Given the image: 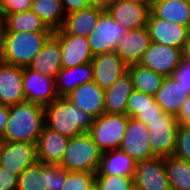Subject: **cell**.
<instances>
[{
    "mask_svg": "<svg viewBox=\"0 0 190 190\" xmlns=\"http://www.w3.org/2000/svg\"><path fill=\"white\" fill-rule=\"evenodd\" d=\"M61 55L60 41L52 35L28 67L46 77L55 79L62 68Z\"/></svg>",
    "mask_w": 190,
    "mask_h": 190,
    "instance_id": "603a6c76",
    "label": "cell"
},
{
    "mask_svg": "<svg viewBox=\"0 0 190 190\" xmlns=\"http://www.w3.org/2000/svg\"><path fill=\"white\" fill-rule=\"evenodd\" d=\"M1 16L5 32H54L31 10Z\"/></svg>",
    "mask_w": 190,
    "mask_h": 190,
    "instance_id": "f1b7e54d",
    "label": "cell"
},
{
    "mask_svg": "<svg viewBox=\"0 0 190 190\" xmlns=\"http://www.w3.org/2000/svg\"><path fill=\"white\" fill-rule=\"evenodd\" d=\"M134 86L127 71L105 90V113L126 115V106Z\"/></svg>",
    "mask_w": 190,
    "mask_h": 190,
    "instance_id": "d4e9b609",
    "label": "cell"
},
{
    "mask_svg": "<svg viewBox=\"0 0 190 190\" xmlns=\"http://www.w3.org/2000/svg\"><path fill=\"white\" fill-rule=\"evenodd\" d=\"M129 190H139V189L133 184Z\"/></svg>",
    "mask_w": 190,
    "mask_h": 190,
    "instance_id": "c3c4849f",
    "label": "cell"
},
{
    "mask_svg": "<svg viewBox=\"0 0 190 190\" xmlns=\"http://www.w3.org/2000/svg\"><path fill=\"white\" fill-rule=\"evenodd\" d=\"M18 174L0 166V190H17Z\"/></svg>",
    "mask_w": 190,
    "mask_h": 190,
    "instance_id": "f35d334b",
    "label": "cell"
},
{
    "mask_svg": "<svg viewBox=\"0 0 190 190\" xmlns=\"http://www.w3.org/2000/svg\"><path fill=\"white\" fill-rule=\"evenodd\" d=\"M128 116L123 114H107L94 119L88 134L102 152L119 149L124 137Z\"/></svg>",
    "mask_w": 190,
    "mask_h": 190,
    "instance_id": "5b68a950",
    "label": "cell"
},
{
    "mask_svg": "<svg viewBox=\"0 0 190 190\" xmlns=\"http://www.w3.org/2000/svg\"><path fill=\"white\" fill-rule=\"evenodd\" d=\"M151 43L146 27L127 30L115 52L127 66L135 65L139 64Z\"/></svg>",
    "mask_w": 190,
    "mask_h": 190,
    "instance_id": "ac0fdd59",
    "label": "cell"
},
{
    "mask_svg": "<svg viewBox=\"0 0 190 190\" xmlns=\"http://www.w3.org/2000/svg\"><path fill=\"white\" fill-rule=\"evenodd\" d=\"M186 3L190 4V0H184Z\"/></svg>",
    "mask_w": 190,
    "mask_h": 190,
    "instance_id": "f5cc1de1",
    "label": "cell"
},
{
    "mask_svg": "<svg viewBox=\"0 0 190 190\" xmlns=\"http://www.w3.org/2000/svg\"><path fill=\"white\" fill-rule=\"evenodd\" d=\"M66 98L94 119L105 113V90L94 81L78 86Z\"/></svg>",
    "mask_w": 190,
    "mask_h": 190,
    "instance_id": "2e32d148",
    "label": "cell"
},
{
    "mask_svg": "<svg viewBox=\"0 0 190 190\" xmlns=\"http://www.w3.org/2000/svg\"><path fill=\"white\" fill-rule=\"evenodd\" d=\"M164 163L171 190H190V162L172 155L164 157Z\"/></svg>",
    "mask_w": 190,
    "mask_h": 190,
    "instance_id": "1f68e13d",
    "label": "cell"
},
{
    "mask_svg": "<svg viewBox=\"0 0 190 190\" xmlns=\"http://www.w3.org/2000/svg\"><path fill=\"white\" fill-rule=\"evenodd\" d=\"M44 109L45 126L68 138L88 133L94 121L66 97L57 98Z\"/></svg>",
    "mask_w": 190,
    "mask_h": 190,
    "instance_id": "7a4b0ae2",
    "label": "cell"
},
{
    "mask_svg": "<svg viewBox=\"0 0 190 190\" xmlns=\"http://www.w3.org/2000/svg\"><path fill=\"white\" fill-rule=\"evenodd\" d=\"M22 78L23 67L0 61V98L4 105L12 106L26 101Z\"/></svg>",
    "mask_w": 190,
    "mask_h": 190,
    "instance_id": "d6986e66",
    "label": "cell"
},
{
    "mask_svg": "<svg viewBox=\"0 0 190 190\" xmlns=\"http://www.w3.org/2000/svg\"><path fill=\"white\" fill-rule=\"evenodd\" d=\"M4 34H5V22L3 17L0 15V61L3 52Z\"/></svg>",
    "mask_w": 190,
    "mask_h": 190,
    "instance_id": "bcb514c9",
    "label": "cell"
},
{
    "mask_svg": "<svg viewBox=\"0 0 190 190\" xmlns=\"http://www.w3.org/2000/svg\"><path fill=\"white\" fill-rule=\"evenodd\" d=\"M65 14L90 6V0H61Z\"/></svg>",
    "mask_w": 190,
    "mask_h": 190,
    "instance_id": "60d3db41",
    "label": "cell"
},
{
    "mask_svg": "<svg viewBox=\"0 0 190 190\" xmlns=\"http://www.w3.org/2000/svg\"><path fill=\"white\" fill-rule=\"evenodd\" d=\"M119 149L127 153L137 163L154 157L155 155L151 151L147 125L142 121L129 117Z\"/></svg>",
    "mask_w": 190,
    "mask_h": 190,
    "instance_id": "8fae6325",
    "label": "cell"
},
{
    "mask_svg": "<svg viewBox=\"0 0 190 190\" xmlns=\"http://www.w3.org/2000/svg\"><path fill=\"white\" fill-rule=\"evenodd\" d=\"M10 114V106H2L0 107V139L3 137L4 132L6 130V124L8 121V117Z\"/></svg>",
    "mask_w": 190,
    "mask_h": 190,
    "instance_id": "7bdbcfd3",
    "label": "cell"
},
{
    "mask_svg": "<svg viewBox=\"0 0 190 190\" xmlns=\"http://www.w3.org/2000/svg\"><path fill=\"white\" fill-rule=\"evenodd\" d=\"M146 28L151 42L181 50L190 35V29L187 26L158 18L152 11L149 14Z\"/></svg>",
    "mask_w": 190,
    "mask_h": 190,
    "instance_id": "7c38bea8",
    "label": "cell"
},
{
    "mask_svg": "<svg viewBox=\"0 0 190 190\" xmlns=\"http://www.w3.org/2000/svg\"><path fill=\"white\" fill-rule=\"evenodd\" d=\"M33 0H0V15L31 10Z\"/></svg>",
    "mask_w": 190,
    "mask_h": 190,
    "instance_id": "8d00e7d4",
    "label": "cell"
},
{
    "mask_svg": "<svg viewBox=\"0 0 190 190\" xmlns=\"http://www.w3.org/2000/svg\"><path fill=\"white\" fill-rule=\"evenodd\" d=\"M95 186V173L66 170V180L61 190H91Z\"/></svg>",
    "mask_w": 190,
    "mask_h": 190,
    "instance_id": "836d02e7",
    "label": "cell"
},
{
    "mask_svg": "<svg viewBox=\"0 0 190 190\" xmlns=\"http://www.w3.org/2000/svg\"><path fill=\"white\" fill-rule=\"evenodd\" d=\"M45 126V109L33 102H22L10 106V114L3 142L26 141L37 143Z\"/></svg>",
    "mask_w": 190,
    "mask_h": 190,
    "instance_id": "6da1fadb",
    "label": "cell"
},
{
    "mask_svg": "<svg viewBox=\"0 0 190 190\" xmlns=\"http://www.w3.org/2000/svg\"><path fill=\"white\" fill-rule=\"evenodd\" d=\"M133 178L120 175H95V185L99 190H129Z\"/></svg>",
    "mask_w": 190,
    "mask_h": 190,
    "instance_id": "e575fe53",
    "label": "cell"
},
{
    "mask_svg": "<svg viewBox=\"0 0 190 190\" xmlns=\"http://www.w3.org/2000/svg\"><path fill=\"white\" fill-rule=\"evenodd\" d=\"M182 60L190 62V35L182 48Z\"/></svg>",
    "mask_w": 190,
    "mask_h": 190,
    "instance_id": "f6af8a7d",
    "label": "cell"
},
{
    "mask_svg": "<svg viewBox=\"0 0 190 190\" xmlns=\"http://www.w3.org/2000/svg\"><path fill=\"white\" fill-rule=\"evenodd\" d=\"M102 151L88 133L70 138L61 159L60 167L67 171L96 173L99 169Z\"/></svg>",
    "mask_w": 190,
    "mask_h": 190,
    "instance_id": "277c9868",
    "label": "cell"
},
{
    "mask_svg": "<svg viewBox=\"0 0 190 190\" xmlns=\"http://www.w3.org/2000/svg\"><path fill=\"white\" fill-rule=\"evenodd\" d=\"M93 79L103 90L108 89L127 72L128 66L116 52L95 55L91 61Z\"/></svg>",
    "mask_w": 190,
    "mask_h": 190,
    "instance_id": "9a60e30c",
    "label": "cell"
},
{
    "mask_svg": "<svg viewBox=\"0 0 190 190\" xmlns=\"http://www.w3.org/2000/svg\"><path fill=\"white\" fill-rule=\"evenodd\" d=\"M187 95H190L188 90H184L173 76H165L155 100L164 112L177 116Z\"/></svg>",
    "mask_w": 190,
    "mask_h": 190,
    "instance_id": "cb8c5ba5",
    "label": "cell"
},
{
    "mask_svg": "<svg viewBox=\"0 0 190 190\" xmlns=\"http://www.w3.org/2000/svg\"><path fill=\"white\" fill-rule=\"evenodd\" d=\"M158 107L154 96L133 90L127 101L126 116L134 117L142 110L157 109Z\"/></svg>",
    "mask_w": 190,
    "mask_h": 190,
    "instance_id": "d6a6232c",
    "label": "cell"
},
{
    "mask_svg": "<svg viewBox=\"0 0 190 190\" xmlns=\"http://www.w3.org/2000/svg\"><path fill=\"white\" fill-rule=\"evenodd\" d=\"M149 129L151 151L155 156L169 157L173 155L179 121L176 116L154 118L146 123Z\"/></svg>",
    "mask_w": 190,
    "mask_h": 190,
    "instance_id": "ba28073f",
    "label": "cell"
},
{
    "mask_svg": "<svg viewBox=\"0 0 190 190\" xmlns=\"http://www.w3.org/2000/svg\"><path fill=\"white\" fill-rule=\"evenodd\" d=\"M53 35L60 41L62 68H71L92 61L94 56L90 50L87 37L71 34Z\"/></svg>",
    "mask_w": 190,
    "mask_h": 190,
    "instance_id": "e0dca14e",
    "label": "cell"
},
{
    "mask_svg": "<svg viewBox=\"0 0 190 190\" xmlns=\"http://www.w3.org/2000/svg\"><path fill=\"white\" fill-rule=\"evenodd\" d=\"M176 118L179 121V125L190 127V95L186 96L185 102Z\"/></svg>",
    "mask_w": 190,
    "mask_h": 190,
    "instance_id": "b9f144b4",
    "label": "cell"
},
{
    "mask_svg": "<svg viewBox=\"0 0 190 190\" xmlns=\"http://www.w3.org/2000/svg\"><path fill=\"white\" fill-rule=\"evenodd\" d=\"M127 71L132 78L134 90L154 97L161 87L162 81L165 77L140 64L128 66Z\"/></svg>",
    "mask_w": 190,
    "mask_h": 190,
    "instance_id": "f546056e",
    "label": "cell"
},
{
    "mask_svg": "<svg viewBox=\"0 0 190 190\" xmlns=\"http://www.w3.org/2000/svg\"><path fill=\"white\" fill-rule=\"evenodd\" d=\"M172 76L180 83L184 90L190 94V62L182 60Z\"/></svg>",
    "mask_w": 190,
    "mask_h": 190,
    "instance_id": "74e56055",
    "label": "cell"
},
{
    "mask_svg": "<svg viewBox=\"0 0 190 190\" xmlns=\"http://www.w3.org/2000/svg\"><path fill=\"white\" fill-rule=\"evenodd\" d=\"M152 6L117 0L108 9L112 18L127 30L146 27Z\"/></svg>",
    "mask_w": 190,
    "mask_h": 190,
    "instance_id": "ffe728a7",
    "label": "cell"
},
{
    "mask_svg": "<svg viewBox=\"0 0 190 190\" xmlns=\"http://www.w3.org/2000/svg\"><path fill=\"white\" fill-rule=\"evenodd\" d=\"M117 0H90V6L107 10Z\"/></svg>",
    "mask_w": 190,
    "mask_h": 190,
    "instance_id": "ee69618b",
    "label": "cell"
},
{
    "mask_svg": "<svg viewBox=\"0 0 190 190\" xmlns=\"http://www.w3.org/2000/svg\"><path fill=\"white\" fill-rule=\"evenodd\" d=\"M54 32H5L1 61L28 67Z\"/></svg>",
    "mask_w": 190,
    "mask_h": 190,
    "instance_id": "3957f363",
    "label": "cell"
},
{
    "mask_svg": "<svg viewBox=\"0 0 190 190\" xmlns=\"http://www.w3.org/2000/svg\"><path fill=\"white\" fill-rule=\"evenodd\" d=\"M103 9L88 6L66 14L61 29L55 30L53 34H71L87 37L98 20Z\"/></svg>",
    "mask_w": 190,
    "mask_h": 190,
    "instance_id": "7402d4cb",
    "label": "cell"
},
{
    "mask_svg": "<svg viewBox=\"0 0 190 190\" xmlns=\"http://www.w3.org/2000/svg\"><path fill=\"white\" fill-rule=\"evenodd\" d=\"M22 89L26 101L43 107L59 98L55 79L46 77L29 67H23Z\"/></svg>",
    "mask_w": 190,
    "mask_h": 190,
    "instance_id": "30bf717a",
    "label": "cell"
},
{
    "mask_svg": "<svg viewBox=\"0 0 190 190\" xmlns=\"http://www.w3.org/2000/svg\"><path fill=\"white\" fill-rule=\"evenodd\" d=\"M173 156L190 162V127L179 125Z\"/></svg>",
    "mask_w": 190,
    "mask_h": 190,
    "instance_id": "d590c367",
    "label": "cell"
},
{
    "mask_svg": "<svg viewBox=\"0 0 190 190\" xmlns=\"http://www.w3.org/2000/svg\"><path fill=\"white\" fill-rule=\"evenodd\" d=\"M93 79L92 63L71 68H61L55 78L56 91L59 97H66L78 86Z\"/></svg>",
    "mask_w": 190,
    "mask_h": 190,
    "instance_id": "484cf974",
    "label": "cell"
},
{
    "mask_svg": "<svg viewBox=\"0 0 190 190\" xmlns=\"http://www.w3.org/2000/svg\"><path fill=\"white\" fill-rule=\"evenodd\" d=\"M137 162L120 149L102 152L101 162L95 175H120L134 177Z\"/></svg>",
    "mask_w": 190,
    "mask_h": 190,
    "instance_id": "4316f807",
    "label": "cell"
},
{
    "mask_svg": "<svg viewBox=\"0 0 190 190\" xmlns=\"http://www.w3.org/2000/svg\"><path fill=\"white\" fill-rule=\"evenodd\" d=\"M170 114L163 111V109L159 106L157 109H147L142 110L141 113H138L133 118L142 121L143 123H147L148 120L154 118H167Z\"/></svg>",
    "mask_w": 190,
    "mask_h": 190,
    "instance_id": "ab89813d",
    "label": "cell"
},
{
    "mask_svg": "<svg viewBox=\"0 0 190 190\" xmlns=\"http://www.w3.org/2000/svg\"><path fill=\"white\" fill-rule=\"evenodd\" d=\"M65 180V169L37 161L18 176L17 190H61Z\"/></svg>",
    "mask_w": 190,
    "mask_h": 190,
    "instance_id": "8992f818",
    "label": "cell"
},
{
    "mask_svg": "<svg viewBox=\"0 0 190 190\" xmlns=\"http://www.w3.org/2000/svg\"><path fill=\"white\" fill-rule=\"evenodd\" d=\"M31 11L53 31L61 29L64 24L66 14L61 0H33Z\"/></svg>",
    "mask_w": 190,
    "mask_h": 190,
    "instance_id": "4dcf8cb0",
    "label": "cell"
},
{
    "mask_svg": "<svg viewBox=\"0 0 190 190\" xmlns=\"http://www.w3.org/2000/svg\"><path fill=\"white\" fill-rule=\"evenodd\" d=\"M36 143L26 141L3 142L0 166L20 175L26 168L37 162Z\"/></svg>",
    "mask_w": 190,
    "mask_h": 190,
    "instance_id": "5bb4252c",
    "label": "cell"
},
{
    "mask_svg": "<svg viewBox=\"0 0 190 190\" xmlns=\"http://www.w3.org/2000/svg\"><path fill=\"white\" fill-rule=\"evenodd\" d=\"M91 190H99L96 185Z\"/></svg>",
    "mask_w": 190,
    "mask_h": 190,
    "instance_id": "f907efd6",
    "label": "cell"
},
{
    "mask_svg": "<svg viewBox=\"0 0 190 190\" xmlns=\"http://www.w3.org/2000/svg\"><path fill=\"white\" fill-rule=\"evenodd\" d=\"M181 61V49L152 42L139 64L163 76H172Z\"/></svg>",
    "mask_w": 190,
    "mask_h": 190,
    "instance_id": "4fadbf2b",
    "label": "cell"
},
{
    "mask_svg": "<svg viewBox=\"0 0 190 190\" xmlns=\"http://www.w3.org/2000/svg\"><path fill=\"white\" fill-rule=\"evenodd\" d=\"M124 1H130L132 3H137L143 6H152L153 0H124Z\"/></svg>",
    "mask_w": 190,
    "mask_h": 190,
    "instance_id": "7dc6e473",
    "label": "cell"
},
{
    "mask_svg": "<svg viewBox=\"0 0 190 190\" xmlns=\"http://www.w3.org/2000/svg\"><path fill=\"white\" fill-rule=\"evenodd\" d=\"M1 150H2V140L0 139V157H1Z\"/></svg>",
    "mask_w": 190,
    "mask_h": 190,
    "instance_id": "681fc988",
    "label": "cell"
},
{
    "mask_svg": "<svg viewBox=\"0 0 190 190\" xmlns=\"http://www.w3.org/2000/svg\"><path fill=\"white\" fill-rule=\"evenodd\" d=\"M2 106H4V104L2 103L1 98H0V107Z\"/></svg>",
    "mask_w": 190,
    "mask_h": 190,
    "instance_id": "816d5d0a",
    "label": "cell"
},
{
    "mask_svg": "<svg viewBox=\"0 0 190 190\" xmlns=\"http://www.w3.org/2000/svg\"><path fill=\"white\" fill-rule=\"evenodd\" d=\"M151 11L158 18L190 29V4L184 0H153Z\"/></svg>",
    "mask_w": 190,
    "mask_h": 190,
    "instance_id": "83f0119b",
    "label": "cell"
},
{
    "mask_svg": "<svg viewBox=\"0 0 190 190\" xmlns=\"http://www.w3.org/2000/svg\"><path fill=\"white\" fill-rule=\"evenodd\" d=\"M133 183L139 190H171L164 157L154 156L138 162Z\"/></svg>",
    "mask_w": 190,
    "mask_h": 190,
    "instance_id": "9c48e42d",
    "label": "cell"
},
{
    "mask_svg": "<svg viewBox=\"0 0 190 190\" xmlns=\"http://www.w3.org/2000/svg\"><path fill=\"white\" fill-rule=\"evenodd\" d=\"M70 138L44 126L36 143L37 160L47 165H59Z\"/></svg>",
    "mask_w": 190,
    "mask_h": 190,
    "instance_id": "44dd1931",
    "label": "cell"
},
{
    "mask_svg": "<svg viewBox=\"0 0 190 190\" xmlns=\"http://www.w3.org/2000/svg\"><path fill=\"white\" fill-rule=\"evenodd\" d=\"M126 31L127 29L118 24L107 10H103L96 25L87 36L93 56L115 52Z\"/></svg>",
    "mask_w": 190,
    "mask_h": 190,
    "instance_id": "52a82bcc",
    "label": "cell"
}]
</instances>
